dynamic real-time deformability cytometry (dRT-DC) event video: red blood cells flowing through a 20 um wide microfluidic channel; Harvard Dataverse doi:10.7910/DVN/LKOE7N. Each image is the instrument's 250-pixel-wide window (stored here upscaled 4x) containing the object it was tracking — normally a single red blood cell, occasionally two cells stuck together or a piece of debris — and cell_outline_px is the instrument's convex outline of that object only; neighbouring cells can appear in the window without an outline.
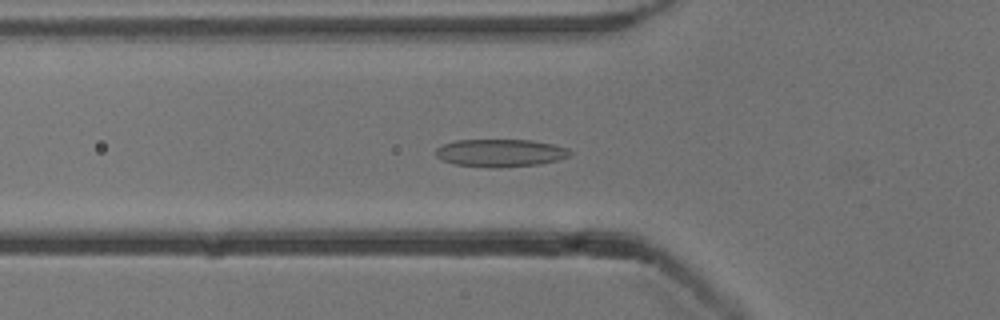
{"species": "common noctule bat (a hibernating species)", "species_latin": "Nyctalus noctula", "temperature_condition": "cold", "stored_images_in_passage": 54, "camera_frame_rate_fps": 3000, "um_per_image_px": 0.085, "animal": {"sex": "male", "body_mass_g": 13.3}, "frame": {"image": 1, "passage_image": 19, "time_ms": 6.0, "image_size_px": [1000, 320], "cell_outline_px": [[572, 152], [568, 156], [556, 160], [540, 164], [496, 168], [488, 168], [452, 164], [436, 156], [436, 148], [444, 144], [456, 140], [532, 140], [552, 144], [568, 148]], "centroid_in_image_um": [42.51, 13.0], "position_along_channel_um": 83.3, "area_um2": 21.68}}
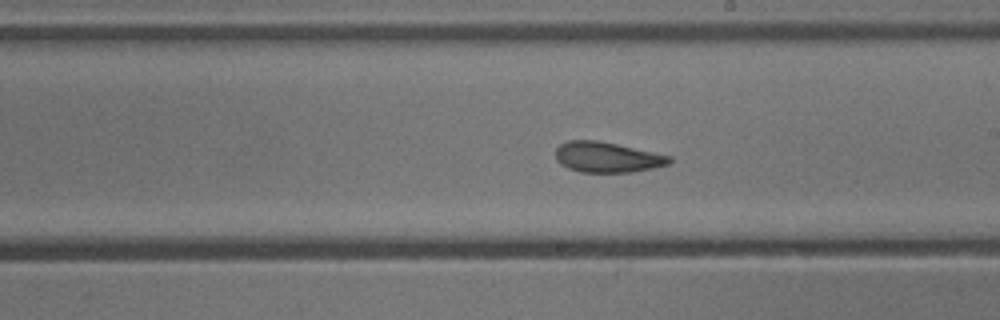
{"frame": {"image": 2, "passage_image": 31, "time_ms": 10.0, "image_size_px": [1000, 320], "cell_outline_px": [[672, 160], [668, 164], [652, 168], [632, 172], [580, 172], [568, 168], [560, 164], [556, 160], [556, 148], [560, 144], [568, 140], [596, 140], [616, 144], [672, 156]], "centroid_in_image_um": [51.58, 13.36], "position_along_channel_um": 237.4, "area_um2": 20.11}}
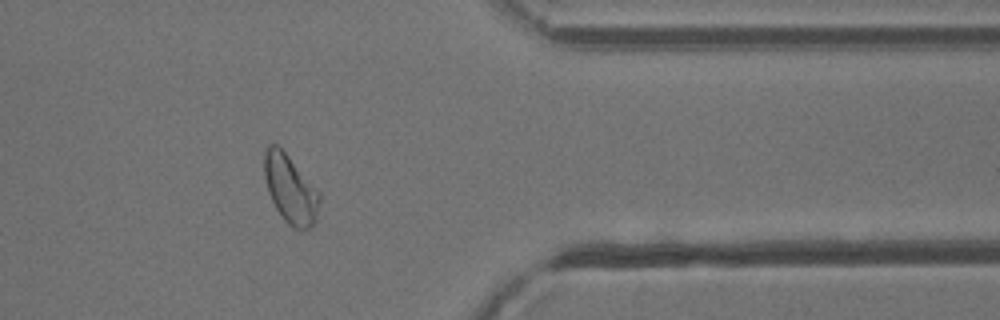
{"frame": {"image": 3, "passage_image": 44, "time_ms": 14.333, "image_size_px": [1000, 320], "cell_outline_px": [[320, 200], [316, 216], [312, 224], [308, 228], [296, 228], [288, 224], [284, 220], [276, 208], [268, 192], [264, 176], [264, 152], [268, 144], [276, 144], [288, 156], [320, 192]], "centroid_in_image_um": [24.65, 16.05], "position_along_channel_um": 386.7, "area_um2": 21.56}, "authors_computed_cell_mechanics": {"area_um2": 22.2819, "velocity_mm_per_s": 3.8243, "shape_relaxation_time_tau1_ms": null, "shape_relaxation_time_tau2_ms": 2.3441, "deformation_change_tau1": null, "deformation_change_tau2": 0.0835}}